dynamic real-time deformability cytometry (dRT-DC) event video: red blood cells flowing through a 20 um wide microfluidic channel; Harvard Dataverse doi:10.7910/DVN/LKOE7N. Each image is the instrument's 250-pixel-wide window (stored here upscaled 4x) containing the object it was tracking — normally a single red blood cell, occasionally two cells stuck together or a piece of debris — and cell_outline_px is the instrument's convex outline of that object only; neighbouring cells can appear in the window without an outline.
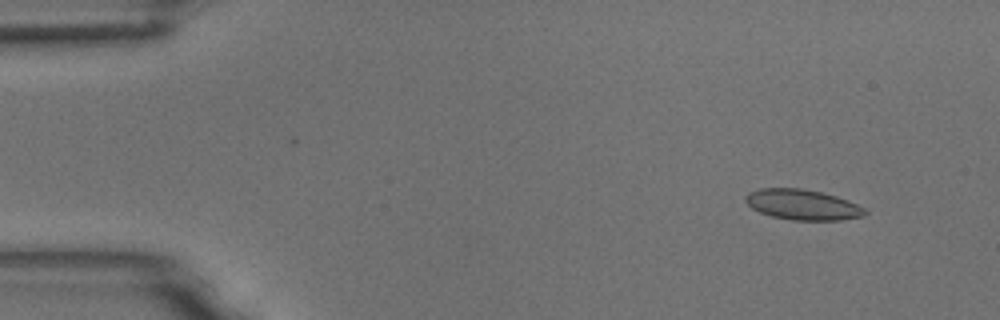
{"species": "common noctule bat (a hibernating species)", "species_latin": "Nyctalus noctula", "temperature_condition": "room temperature", "stored_images_in_passage": 10, "camera_frame_rate_fps": 3000, "um_per_image_px": 0.085, "animal": {"sex": "male", "body_mass_g": 18.8}, "frame": {"image": 1, "passage_image": 1, "time_ms": 0.0, "image_size_px": [1000, 320], "cell_outline_px": [[868, 212], [864, 216], [840, 220], [792, 220], [772, 216], [760, 212], [752, 208], [744, 200], [744, 196], [748, 192], [760, 188], [800, 188], [820, 192], [836, 196], [848, 200], [864, 208]], "centroid_in_image_um": [68.2, 17.39], "position_along_channel_um": 16.8, "area_um2": 21.15}}
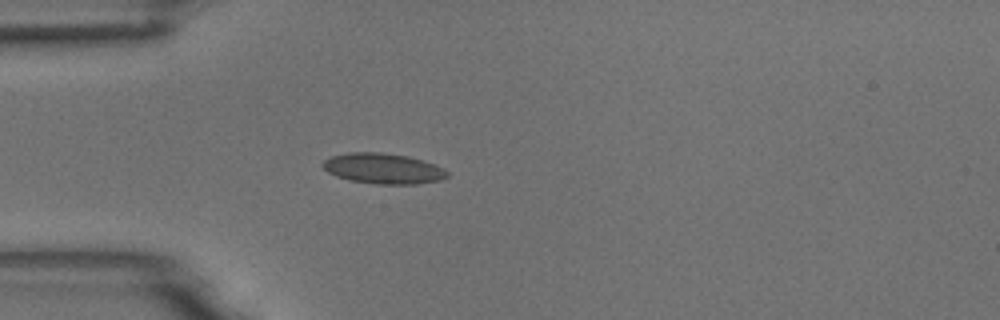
{"frame": {"image": 2, "passage_image": 4, "time_ms": 1.0, "image_size_px": [1000, 320], "cell_outline_px": [[448, 176], [440, 180], [416, 184], [376, 184], [348, 180], [336, 176], [328, 172], [320, 164], [324, 160], [332, 156], [348, 152], [380, 152], [408, 156], [424, 160], [444, 168], [448, 172]], "centroid_in_image_um": [32.56, 14.32], "position_along_channel_um": 52.4, "area_um2": 22.25}}
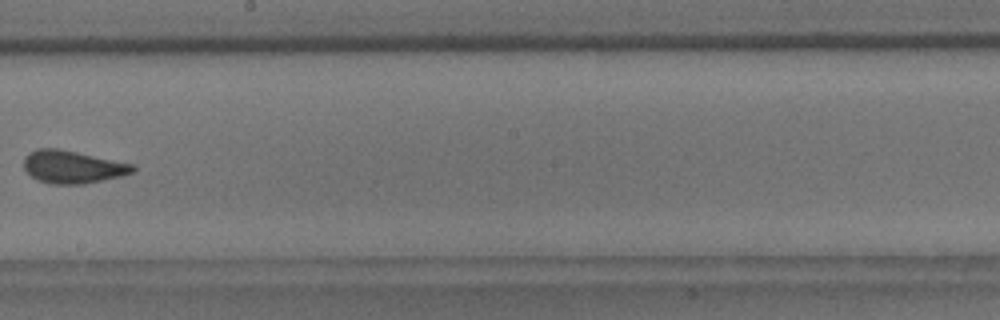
{"frame": {"image": 3, "passage_image": 9, "time_ms": 2.667, "image_size_px": [1000, 320], "cell_outline_px": [[136, 172], [124, 176], [84, 184], [52, 184], [36, 180], [24, 168], [24, 156], [28, 152], [36, 148], [56, 148], [136, 164]], "centroid_in_image_um": [6.21, 14.19], "position_along_channel_um": 242.0, "area_um2": 21.1}}